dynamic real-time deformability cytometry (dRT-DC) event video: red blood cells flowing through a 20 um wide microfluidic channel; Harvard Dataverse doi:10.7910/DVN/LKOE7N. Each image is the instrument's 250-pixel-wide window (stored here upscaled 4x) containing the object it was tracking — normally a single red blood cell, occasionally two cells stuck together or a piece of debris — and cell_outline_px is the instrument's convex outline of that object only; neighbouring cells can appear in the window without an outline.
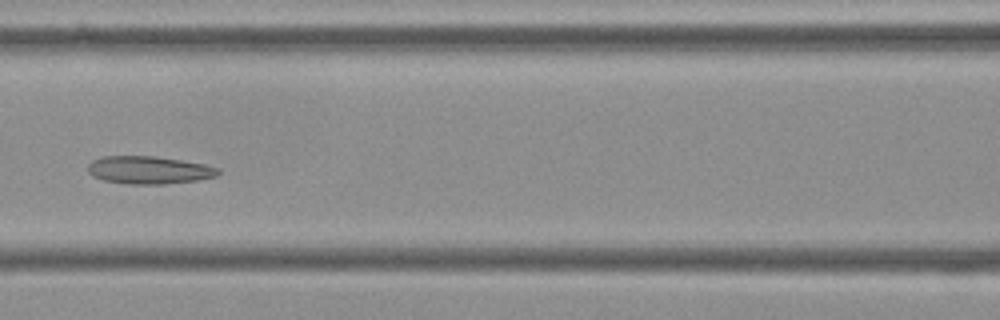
{"species": "Egyptian fruit bat (a non-hibernating species)", "species_latin": "Rousettus aegyptiacus", "temperature_condition": "cold", "stored_images_in_passage": 14, "camera_frame_rate_fps": 3000, "um_per_image_px": 0.085, "frame": {"image": 1, "passage_image": 6, "time_ms": 1.667, "image_size_px": [1000, 320], "cell_outline_px": [[220, 172], [216, 176], [196, 180], [164, 184], [128, 184], [104, 180], [92, 176], [88, 172], [88, 164], [92, 160], [100, 156], [156, 156], [204, 164], [220, 168]], "centroid_in_image_um": [12.63, 14.45], "position_along_channel_um": 154.0, "area_um2": 21.1}}
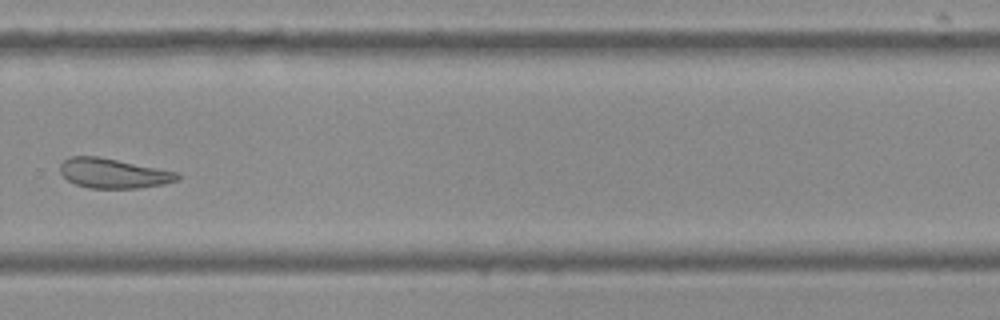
{"frame": {"image": 2, "passage_image": 10, "time_ms": 3.0, "image_size_px": [1000, 320], "cell_outline_px": [[180, 180], [164, 184], [140, 188], [92, 188], [76, 184], [68, 180], [60, 172], [60, 164], [68, 156], [96, 156], [176, 172], [180, 176]], "centroid_in_image_um": [9.62, 14.74], "position_along_channel_um": 320.2, "area_um2": 20.06}}
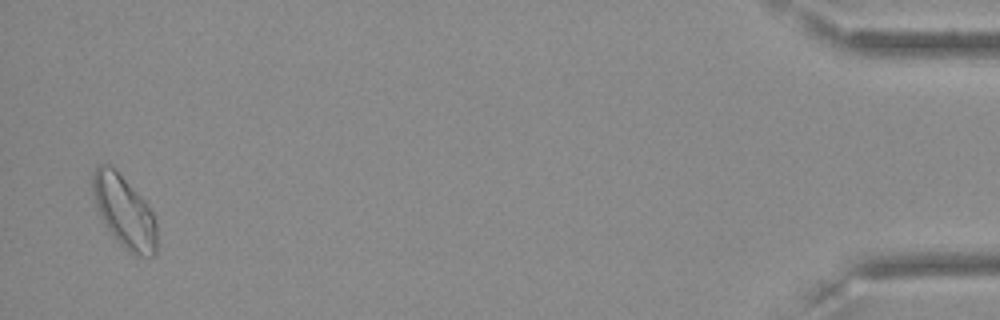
{"frame": {"image": 3, "passage_image": 14, "time_ms": 4.333, "image_size_px": [1000, 320], "cell_outline_px": [[156, 252], [152, 256], [136, 256], [128, 252], [120, 244], [104, 224], [100, 216], [92, 192], [92, 172], [96, 164], [108, 164], [144, 200], [152, 212], [156, 220]], "centroid_in_image_um": [10.55, 18.02], "position_along_channel_um": 424.7, "area_um2": 26.59}}